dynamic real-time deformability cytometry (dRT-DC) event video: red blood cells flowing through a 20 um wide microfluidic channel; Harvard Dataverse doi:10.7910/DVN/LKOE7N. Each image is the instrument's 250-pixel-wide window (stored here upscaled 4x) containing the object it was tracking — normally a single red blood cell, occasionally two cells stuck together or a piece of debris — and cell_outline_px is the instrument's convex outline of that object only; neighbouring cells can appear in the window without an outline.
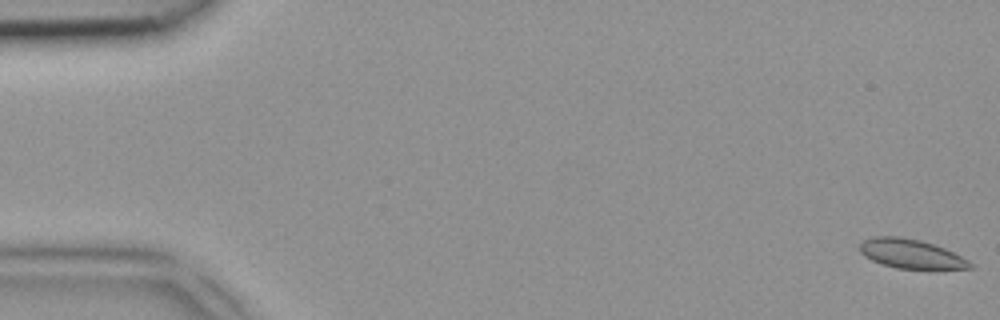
{"species": "common noctule bat (a hibernating species)", "species_latin": "Nyctalus noctula", "temperature_condition": "room temperature", "stored_images_in_passage": 5, "segment_of_instrument_passage": [1, 2], "camera_frame_rate_fps": 3000, "um_per_image_px": 0.085, "animal": {"sex": "female", "body_mass_g": 18.4}, "frame": {"image": 1, "passage_image": 1, "time_ms": 0.0, "image_size_px": [1000, 320], "cell_outline_px": [[972, 268], [896, 268], [872, 260], [864, 256], [860, 252], [860, 244], [864, 240], [872, 236], [900, 236], [920, 240], [944, 248], [968, 260], [972, 264]], "centroid_in_image_um": [77.38, 21.55], "position_along_channel_um": 7.6, "area_um2": 18.38}}
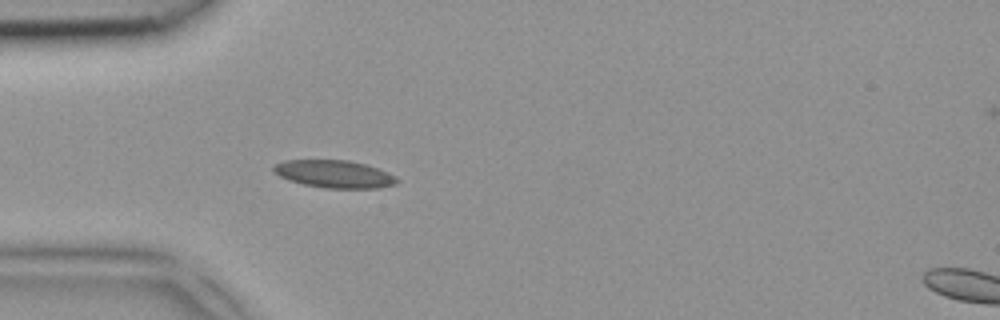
{"frame": {"image": 2, "passage_image": 4, "time_ms": 1.0, "image_size_px": [1000, 320], "cell_outline_px": [[400, 180], [396, 184], [380, 188], [324, 188], [304, 184], [288, 180], [280, 176], [272, 168], [276, 164], [284, 160], [348, 160], [368, 164], [380, 168], [396, 176]], "centroid_in_image_um": [28.49, 14.79], "position_along_channel_um": 56.5, "area_um2": 20.0}}